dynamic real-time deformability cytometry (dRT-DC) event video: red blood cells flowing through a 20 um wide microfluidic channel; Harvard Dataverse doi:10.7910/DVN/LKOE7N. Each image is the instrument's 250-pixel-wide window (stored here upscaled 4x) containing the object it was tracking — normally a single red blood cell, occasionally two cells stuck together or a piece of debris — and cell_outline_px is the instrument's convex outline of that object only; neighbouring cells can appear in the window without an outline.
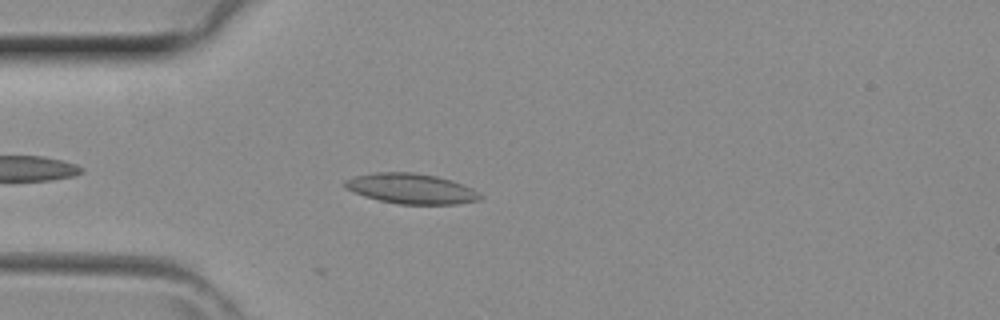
{"species": "common noctule bat (a hibernating species)", "species_latin": "Nyctalus noctula", "temperature_condition": "room temperature", "stored_images_in_passage": 26, "camera_frame_rate_fps": 3000, "um_per_image_px": 0.085, "animal": {"sex": "female", "body_mass_g": 29.2, "forearm_length_mm": 56.3}, "frame": {"image": 1, "passage_image": 4, "time_ms": 1.0, "image_size_px": [1000, 320], "cell_outline_px": [[484, 196], [480, 200], [456, 204], [400, 204], [380, 200], [364, 196], [344, 188], [344, 180], [356, 176], [372, 172], [412, 172], [436, 176], [452, 180], [472, 188]], "centroid_in_image_um": [34.96, 16.03], "position_along_channel_um": 50.0, "area_um2": 23.87}}
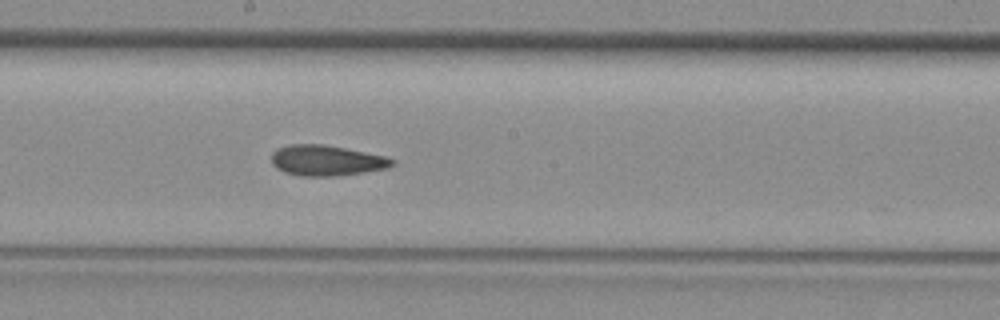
{"frame": {"image": 2, "passage_image": 15, "time_ms": 4.667, "image_size_px": [1000, 320], "cell_outline_px": [[396, 164], [388, 168], [336, 176], [300, 176], [284, 172], [276, 168], [272, 164], [272, 152], [276, 148], [292, 144], [324, 144], [384, 156], [396, 160]], "centroid_in_image_um": [27.73, 13.64], "position_along_channel_um": 220.5, "area_um2": 21.5}}
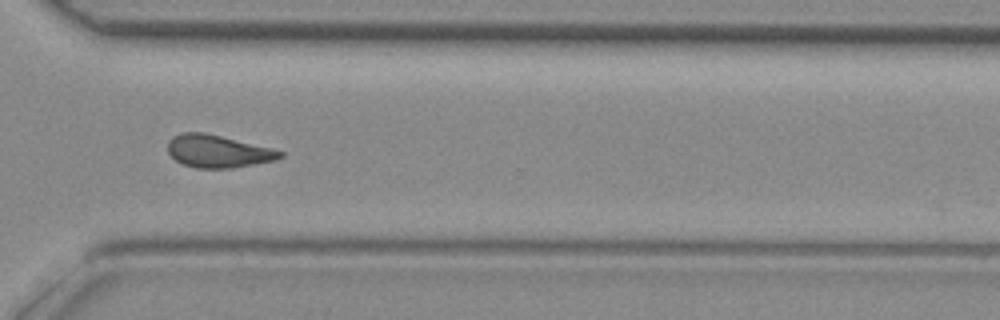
{"frame": {"image": 3, "passage_image": 23, "time_ms": 7.333, "image_size_px": [1000, 320], "cell_outline_px": [[284, 156], [276, 160], [232, 168], [196, 168], [184, 164], [176, 160], [168, 152], [168, 140], [172, 136], [184, 132], [204, 132], [284, 152]], "centroid_in_image_um": [18.49, 12.86], "position_along_channel_um": 352.1, "area_um2": 20.98}}